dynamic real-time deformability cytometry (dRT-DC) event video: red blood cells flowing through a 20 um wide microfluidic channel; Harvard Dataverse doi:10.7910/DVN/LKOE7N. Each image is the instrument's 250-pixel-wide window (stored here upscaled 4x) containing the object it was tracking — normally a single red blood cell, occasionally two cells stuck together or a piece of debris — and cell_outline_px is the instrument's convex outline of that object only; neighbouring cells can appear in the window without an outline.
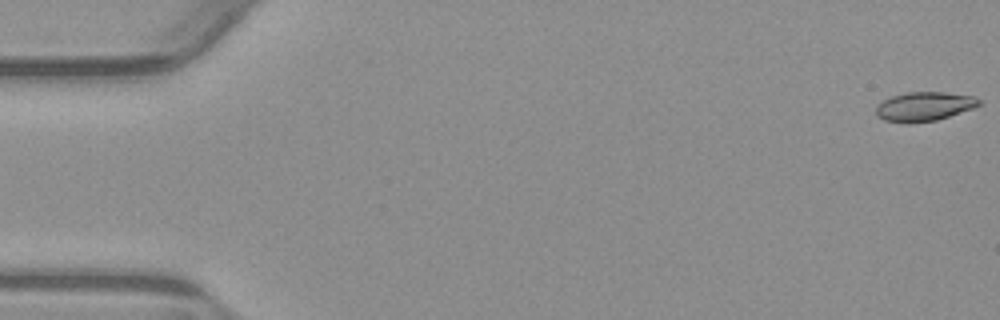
{"species": "common noctule bat (a hibernating species)", "species_latin": "Nyctalus noctula", "temperature_condition": "warm", "stored_images_in_passage": 55, "camera_frame_rate_fps": 3000, "um_per_image_px": 0.085, "animal": {"sex": "male", "body_mass_g": 23.1, "forearm_length_mm": 52.7}, "frame": {"image": 1, "passage_image": 1, "time_ms": 0.0, "image_size_px": [1000, 320], "cell_outline_px": [[980, 104], [972, 108], [936, 120], [908, 124], [884, 120], [876, 116], [876, 108], [884, 100], [892, 96], [904, 92], [944, 92], [972, 96], [980, 100]], "centroid_in_image_um": [78.51, 9.05], "position_along_channel_um": 6.5, "area_um2": 17.34}}
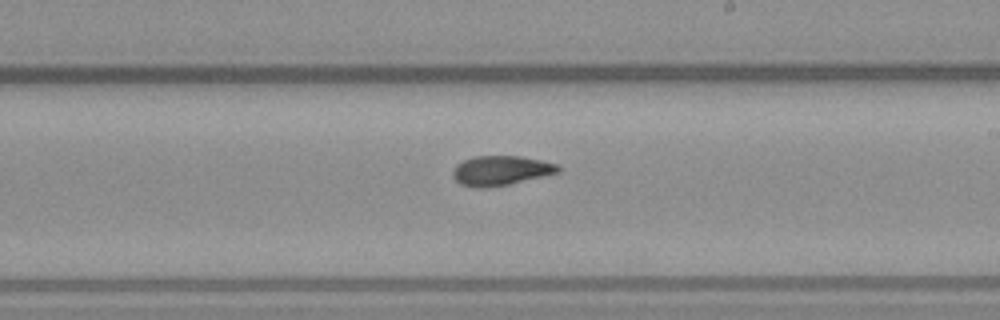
{"frame": {"image": 2, "passage_image": 32, "time_ms": 10.333, "image_size_px": [1000, 320], "cell_outline_px": [[560, 172], [544, 176], [508, 184], [488, 188], [476, 188], [460, 184], [452, 176], [452, 172], [456, 164], [464, 160], [476, 156], [520, 156], [540, 160], [556, 164], [560, 168]], "centroid_in_image_um": [42.54, 14.5], "position_along_channel_um": 246.5, "area_um2": 18.15}}
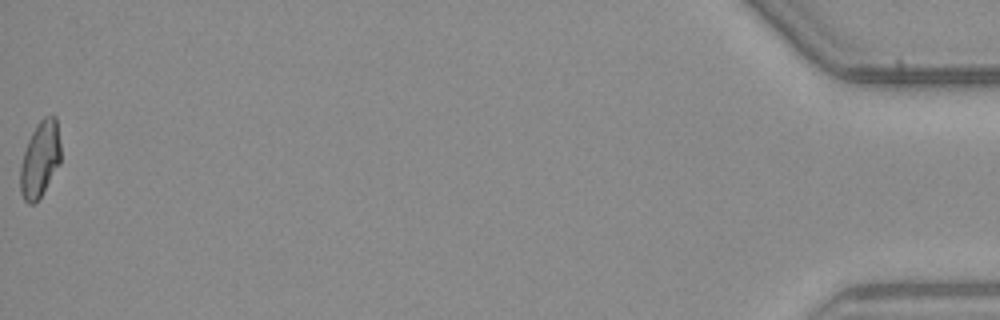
{"frame": {"image": 3, "passage_image": 55, "time_ms": 18.0, "image_size_px": [1000, 320], "cell_outline_px": [[60, 164], [40, 196], [32, 204], [28, 204], [24, 200], [20, 192], [20, 168], [24, 152], [28, 140], [36, 124], [44, 116], [56, 116], [60, 144]], "centroid_in_image_um": [3.4, 13.52], "position_along_channel_um": 431.8, "area_um2": 17.74}, "authors_computed_cell_mechanics": {"area_um2": 18.0914, "velocity_mm_per_s": 3.8294, "shape_relaxation_time_tau1_ms": null, "shape_relaxation_time_tau2_ms": 2.174, "deformation_change_tau1": null, "deformation_change_tau2": 0.0755}}